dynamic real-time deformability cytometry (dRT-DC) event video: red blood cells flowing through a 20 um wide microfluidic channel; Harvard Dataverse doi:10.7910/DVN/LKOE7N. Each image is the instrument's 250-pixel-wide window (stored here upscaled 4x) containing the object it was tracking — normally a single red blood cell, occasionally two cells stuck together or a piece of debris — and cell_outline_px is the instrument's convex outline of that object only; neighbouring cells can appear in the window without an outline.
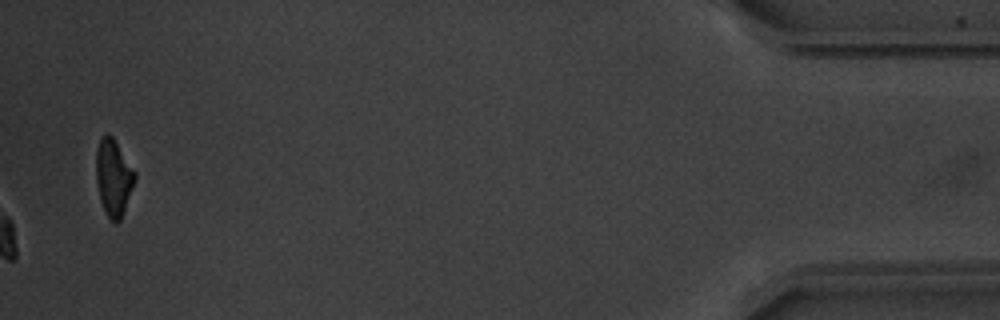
{"species": "common noctule bat (a hibernating species)", "species_latin": "Nyctalus noctula", "temperature_condition": "warm", "stored_images_in_passage": 40, "camera_frame_rate_fps": 3000, "um_per_image_px": 0.085, "animal": {"sex": "male", "body_mass_g": 20.1, "forearm_length_mm": 53.5}, "frame": {"image": 1, "passage_image": 40, "time_ms": 13.0, "image_size_px": [1000, 320], "cell_outline_px": [[136, 180], [120, 220], [116, 224], [108, 216], [100, 200], [96, 180], [96, 148], [100, 140], [108, 132], [112, 136], [136, 172]], "centroid_in_image_um": [9.65, 15.07], "position_along_channel_um": 425.5, "area_um2": 17.17}, "authors_computed_cell_mechanics": {"area_um2": 18.6983, "velocity_mm_per_s": 3.7402, "shape_relaxation_time_tau1_ms": 1.761, "shape_relaxation_time_tau2_ms": 10.202, "deformation_change_tau1": 0.1023, "deformation_change_tau2": 0.1293}}